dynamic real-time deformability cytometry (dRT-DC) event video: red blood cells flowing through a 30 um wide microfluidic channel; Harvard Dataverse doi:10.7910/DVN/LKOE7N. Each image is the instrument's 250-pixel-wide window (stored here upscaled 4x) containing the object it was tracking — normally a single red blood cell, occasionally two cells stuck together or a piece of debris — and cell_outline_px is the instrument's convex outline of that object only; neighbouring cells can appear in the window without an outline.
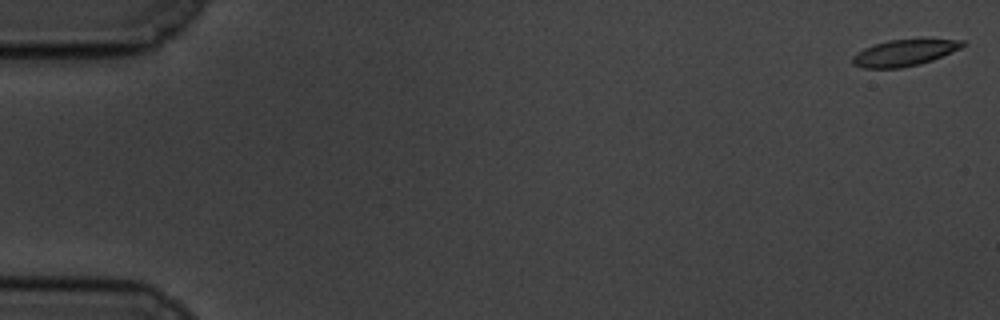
{"species": "common noctule bat (a hibernating species)", "species_latin": "Nyctalus noctula", "temperature_condition": "cold", "stored_images_in_passage": 59, "camera_frame_rate_fps": 3000, "um_per_image_px": 0.085, "animal": {"sex": "male", "body_mass_g": 19.5, "forearm_length_mm": 54.6}, "frame": {"image": 1, "passage_image": 1, "time_ms": 0.0, "image_size_px": [1000, 320], "cell_outline_px": [[968, 44], [960, 48], [932, 60], [920, 64], [900, 68], [864, 68], [852, 64], [852, 56], [864, 48], [888, 40], [964, 40]], "centroid_in_image_um": [76.84, 4.5], "position_along_channel_um": 8.2, "area_um2": 16.59}}
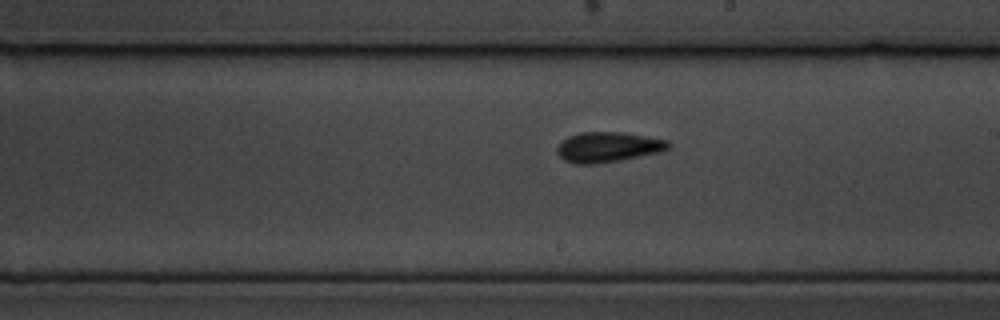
{"frame": {"image": 2, "passage_image": 34, "time_ms": 11.0, "image_size_px": [1000, 320], "cell_outline_px": [[672, 144], [664, 152], [620, 160], [596, 164], [576, 164], [564, 160], [556, 152], [556, 148], [568, 136], [580, 132], [624, 132], [668, 140]], "centroid_in_image_um": [51.72, 12.5], "position_along_channel_um": 237.3, "area_um2": 19.77}}
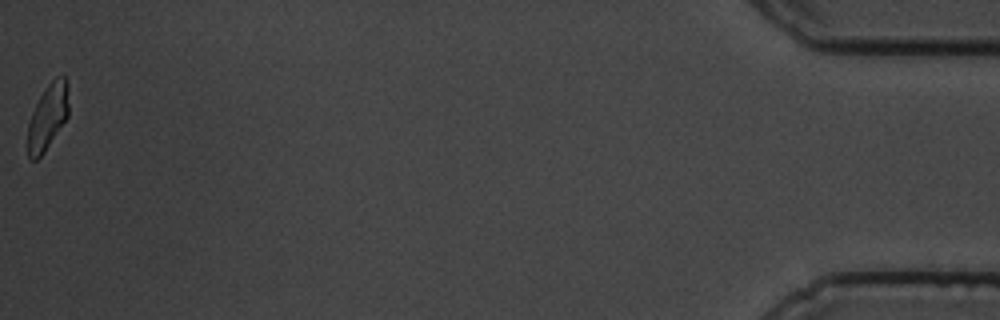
{"frame": {"image": 3, "passage_image": 59, "time_ms": 19.333, "image_size_px": [1000, 320], "cell_outline_px": [[68, 116], [44, 152], [36, 160], [28, 160], [28, 124], [32, 112], [44, 88], [52, 80], [64, 76], [68, 84]], "centroid_in_image_um": [4.05, 9.94], "position_along_channel_um": 431.1, "area_um2": 15.49}, "authors_computed_cell_mechanics": {"area_um2": 17.8602, "velocity_mm_per_s": 3.4411, "shape_relaxation_time_tau1_ms": 4.9196, "shape_relaxation_time_tau2_ms": 3.097, "deformation_change_tau1": 0.1335, "deformation_change_tau2": 0.0931}}